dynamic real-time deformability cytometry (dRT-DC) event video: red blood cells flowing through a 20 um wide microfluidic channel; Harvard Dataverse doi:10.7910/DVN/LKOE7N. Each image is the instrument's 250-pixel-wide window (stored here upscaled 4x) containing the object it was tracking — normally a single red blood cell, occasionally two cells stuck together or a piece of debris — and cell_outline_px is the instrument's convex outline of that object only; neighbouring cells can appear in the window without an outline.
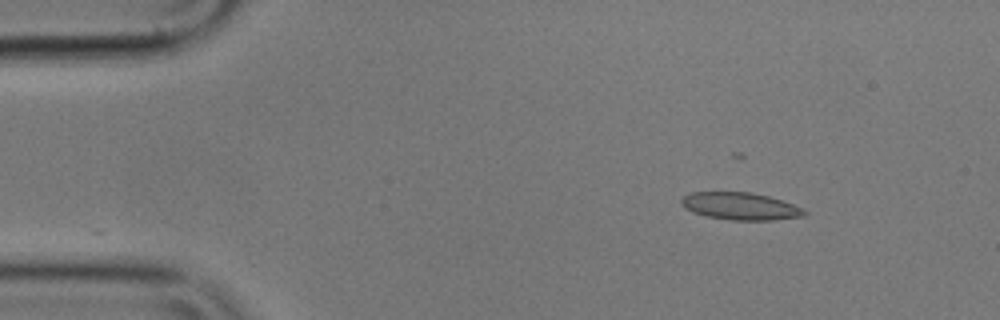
{"species": "common noctule bat (a hibernating species)", "species_latin": "Nyctalus noctula", "temperature_condition": "cold", "stored_images_in_passage": 49, "camera_frame_rate_fps": 3000, "um_per_image_px": 0.085, "animal": {"sex": "male", "body_mass_g": 17.9}, "frame": {"image": 1, "passage_image": 1, "time_ms": 0.0, "image_size_px": [1000, 320], "cell_outline_px": [[808, 216], [776, 220], [732, 220], [704, 216], [692, 212], [684, 208], [680, 204], [680, 200], [684, 196], [692, 192], [752, 192], [768, 196], [804, 208], [808, 212]], "centroid_in_image_um": [62.95, 17.54], "position_along_channel_um": 22.1, "area_um2": 19.88}}
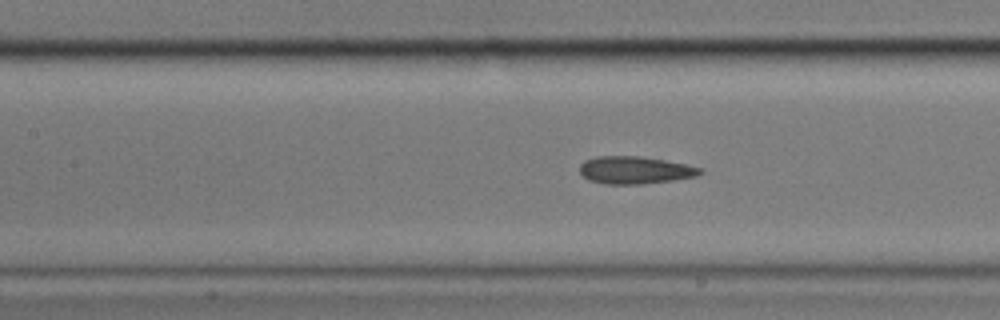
{"frame": {"image": 2, "passage_image": 18, "time_ms": 5.667, "image_size_px": [1000, 320], "cell_outline_px": [[704, 172], [696, 176], [672, 180], [640, 184], [604, 184], [588, 180], [580, 172], [580, 164], [584, 160], [596, 156], [640, 156], [688, 164], [704, 168]], "centroid_in_image_um": [53.98, 14.45], "position_along_channel_um": 153.4, "area_um2": 19.42}}
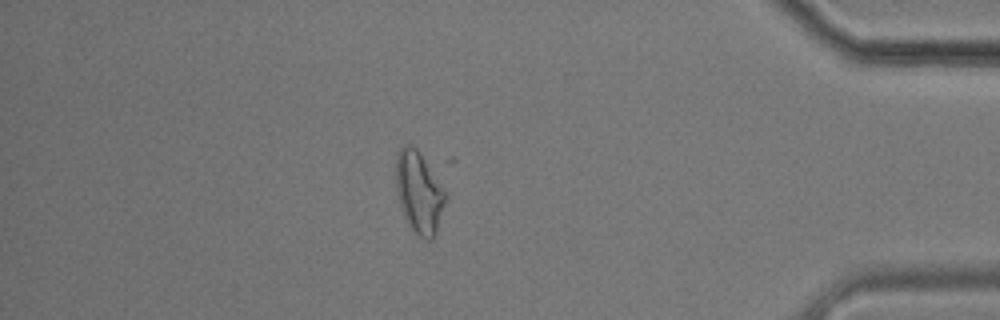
{"frame": {"image": 3, "passage_image": 42, "time_ms": 13.667, "image_size_px": [1000, 320], "cell_outline_px": [[444, 204], [436, 232], [432, 240], [424, 240], [408, 224], [404, 216], [400, 204], [396, 188], [396, 152], [404, 144], [412, 144], [416, 148], [428, 164], [444, 188]], "centroid_in_image_um": [35.59, 16.31], "position_along_channel_um": 399.6, "area_um2": 23.24}, "authors_computed_cell_mechanics": {"area_um2": 20.9236, "velocity_mm_per_s": 3.5589, "shape_relaxation_time_tau1_ms": 6.0557, "shape_relaxation_time_tau2_ms": null, "deformation_change_tau1": 0.1629, "deformation_change_tau2": null}}